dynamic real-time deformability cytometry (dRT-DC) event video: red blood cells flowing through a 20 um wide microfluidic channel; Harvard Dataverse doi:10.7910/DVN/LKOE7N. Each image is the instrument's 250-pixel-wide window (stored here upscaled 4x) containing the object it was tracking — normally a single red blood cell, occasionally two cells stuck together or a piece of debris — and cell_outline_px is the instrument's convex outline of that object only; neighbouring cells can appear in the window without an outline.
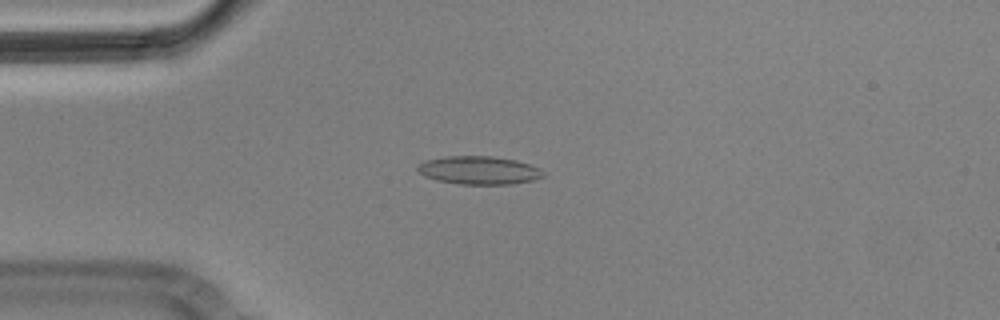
{"species": "Egyptian fruit bat (a non-hibernating species)", "species_latin": "Rousettus aegyptiacus", "temperature_condition": "cold", "stored_images_in_passage": 5, "camera_frame_rate_fps": 3000, "um_per_image_px": 0.085, "animal": {"sex": "male"}, "frame": {"image": 1, "passage_image": 4, "time_ms": 1.0, "image_size_px": [1000, 320], "cell_outline_px": [[544, 176], [532, 180], [512, 184], [460, 184], [436, 180], [424, 176], [416, 168], [424, 160], [444, 156], [492, 156], [516, 160], [540, 168]], "centroid_in_image_um": [40.68, 14.47], "position_along_channel_um": 44.3, "area_um2": 20.58}}